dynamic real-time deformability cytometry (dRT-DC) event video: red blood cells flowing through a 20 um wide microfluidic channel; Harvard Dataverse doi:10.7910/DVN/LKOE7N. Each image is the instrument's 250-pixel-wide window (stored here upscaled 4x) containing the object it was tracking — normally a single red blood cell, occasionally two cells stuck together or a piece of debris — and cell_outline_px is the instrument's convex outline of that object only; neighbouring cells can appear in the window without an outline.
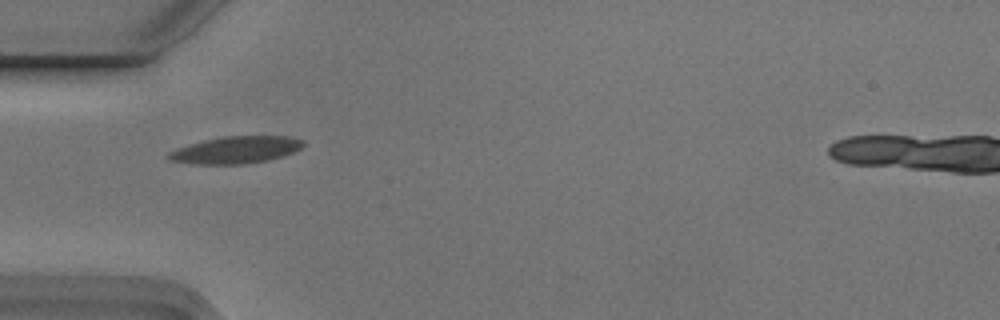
{"species": "Egyptian fruit bat (a non-hibernating species)", "species_latin": "Rousettus aegyptiacus", "temperature_condition": "cold", "stored_images_in_passage": 1, "camera_frame_rate_fps": 3000, "um_per_image_px": 0.085, "animal": {"sex": "male"}, "frame": {"image": 1, "passage_image": 1, "time_ms": 0.0, "image_size_px": [1000, 320], "cell_outline_px": [[304, 144], [300, 148], [292, 152], [268, 160], [240, 164], [196, 164], [168, 160], [164, 156], [168, 152], [176, 148], [204, 140], [224, 136], [288, 136], [304, 140]], "centroid_in_image_um": [19.99, 12.74], "position_along_channel_um": 65.0, "area_um2": 21.15}}